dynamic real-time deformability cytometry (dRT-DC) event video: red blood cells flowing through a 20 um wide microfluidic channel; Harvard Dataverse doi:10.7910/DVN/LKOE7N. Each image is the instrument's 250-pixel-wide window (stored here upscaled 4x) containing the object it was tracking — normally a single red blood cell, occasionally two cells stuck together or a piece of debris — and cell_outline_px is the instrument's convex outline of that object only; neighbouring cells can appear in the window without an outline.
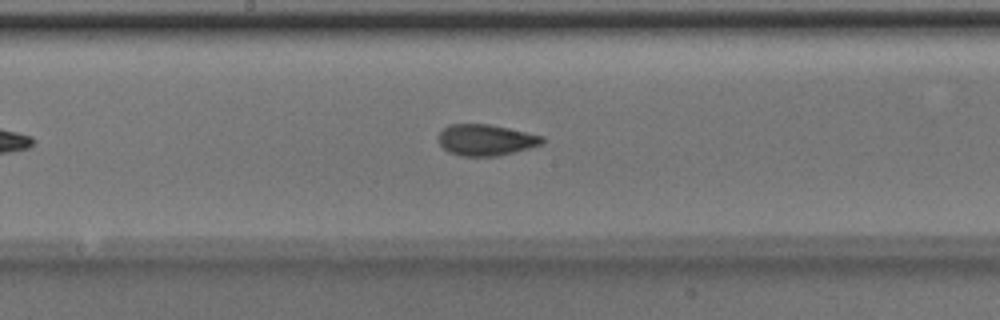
{"species": "Egyptian fruit bat (a non-hibernating species)", "species_latin": "Rousettus aegyptiacus", "temperature_condition": "room temperature", "stored_images_in_passage": 38, "camera_frame_rate_fps": 3000, "um_per_image_px": 0.085, "animal": {"sex": "male"}, "frame": {"image": 1, "passage_image": 18, "time_ms": 5.667, "image_size_px": [1000, 320], "cell_outline_px": [[544, 144], [496, 156], [460, 156], [448, 152], [440, 144], [436, 136], [448, 124], [488, 124], [508, 128], [544, 136]], "centroid_in_image_um": [41.27, 11.89], "position_along_channel_um": 206.9, "area_um2": 18.9}}
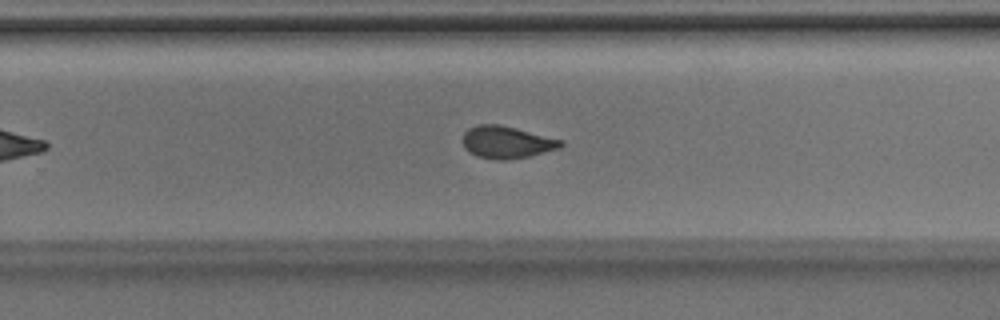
{"frame": {"image": 2, "passage_image": 24, "time_ms": 7.667, "image_size_px": [1000, 320], "cell_outline_px": [[564, 144], [560, 148], [528, 156], [508, 160], [496, 160], [476, 156], [468, 152], [464, 148], [464, 132], [468, 128], [476, 124], [500, 124], [564, 140]], "centroid_in_image_um": [43.06, 12.08], "position_along_channel_um": 286.7, "area_um2": 18.55}}
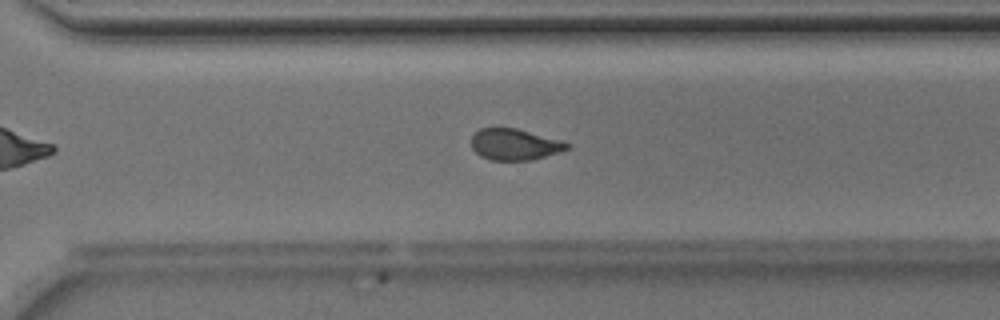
{"frame": {"image": 3, "passage_image": 27, "time_ms": 8.667, "image_size_px": [1000, 320], "cell_outline_px": [[572, 144], [568, 148], [532, 160], [492, 160], [480, 156], [472, 148], [472, 136], [480, 128], [492, 124], [516, 128], [560, 140]], "centroid_in_image_um": [43.67, 12.23], "position_along_channel_um": 326.9, "area_um2": 17.69}, "authors_computed_cell_mechanics": {"area_um2": 18.6405, "velocity_mm_per_s": 4.0171, "shape_relaxation_time_tau1_ms": 5.589, "shape_relaxation_time_tau2_ms": 1.2215, "deformation_change_tau1": 0.146, "deformation_change_tau2": 0.0585}}